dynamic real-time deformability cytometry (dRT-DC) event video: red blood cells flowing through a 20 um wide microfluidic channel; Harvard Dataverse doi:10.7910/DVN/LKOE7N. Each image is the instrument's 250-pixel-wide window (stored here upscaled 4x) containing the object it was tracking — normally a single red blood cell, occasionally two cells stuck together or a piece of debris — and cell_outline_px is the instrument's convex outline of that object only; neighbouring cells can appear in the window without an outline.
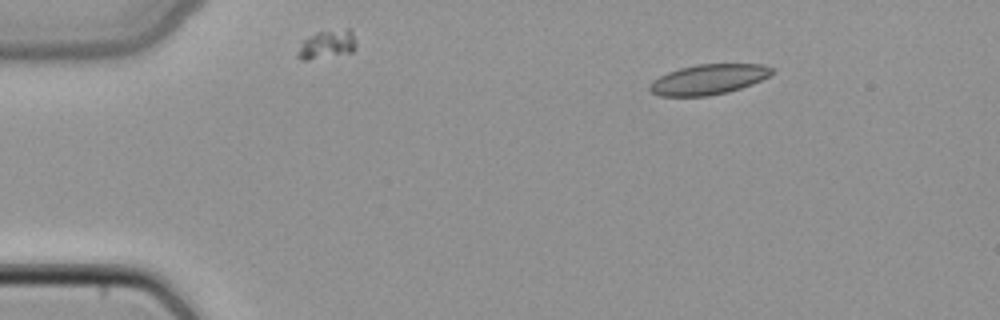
{"species": "common noctule bat (a hibernating species)", "species_latin": "Nyctalus noctula", "temperature_condition": "cold", "stored_images_in_passage": 29, "camera_frame_rate_fps": 3000, "um_per_image_px": 0.085, "animal": {"sex": "female", "body_mass_g": 22.7, "forearm_length_mm": 54.2}, "frame": {"image": 1, "passage_image": 1, "time_ms": 0.0, "image_size_px": [1000, 320], "cell_outline_px": [[776, 72], [752, 84], [728, 92], [708, 96], [660, 96], [652, 92], [648, 88], [648, 84], [652, 80], [668, 72], [680, 68], [696, 64], [764, 64], [776, 68]], "centroid_in_image_um": [60.24, 6.74], "position_along_channel_um": 24.8, "area_um2": 21.68}}